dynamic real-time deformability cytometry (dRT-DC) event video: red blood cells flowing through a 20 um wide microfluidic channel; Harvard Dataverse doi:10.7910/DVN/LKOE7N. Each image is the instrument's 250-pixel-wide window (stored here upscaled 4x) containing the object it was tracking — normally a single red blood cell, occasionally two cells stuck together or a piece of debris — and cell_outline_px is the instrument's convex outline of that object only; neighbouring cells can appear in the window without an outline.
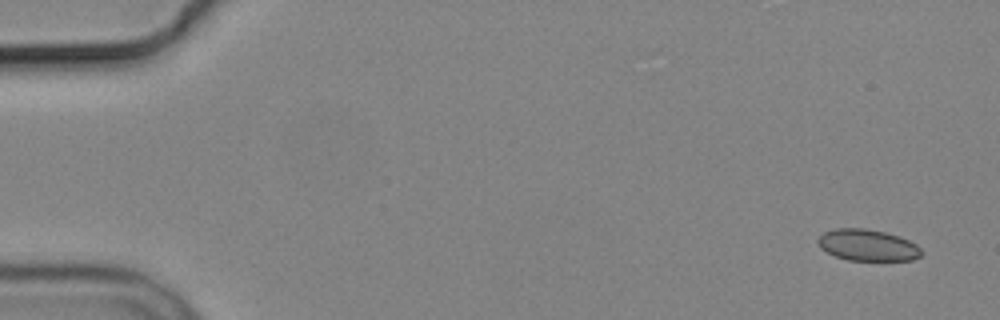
{"species": "common noctule bat (a hibernating species)", "species_latin": "Nyctalus noctula", "temperature_condition": "cold", "stored_images_in_passage": 4, "camera_frame_rate_fps": 3000, "um_per_image_px": 0.085, "animal": {"sex": "male", "body_mass_g": 19.2, "forearm_length_mm": 51.8}, "frame": {"image": 1, "passage_image": 1, "time_ms": 0.0, "image_size_px": [1000, 320], "cell_outline_px": [[924, 252], [920, 256], [912, 260], [848, 260], [836, 256], [820, 248], [816, 240], [824, 232], [836, 228], [864, 228], [884, 232], [900, 236], [916, 244]], "centroid_in_image_um": [73.75, 20.83], "position_along_channel_um": 11.2, "area_um2": 18.96}}
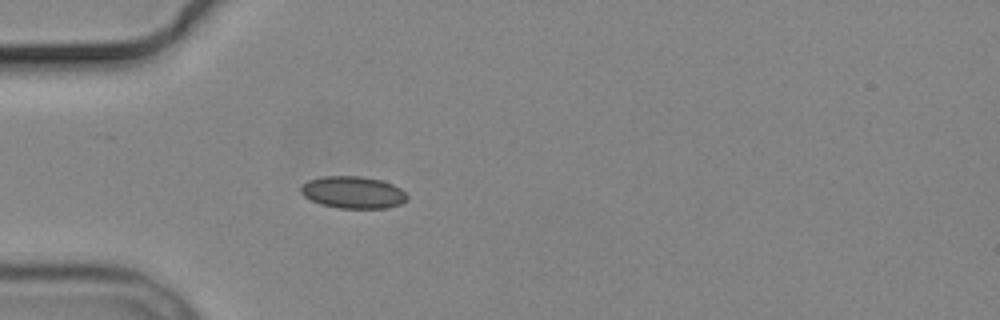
{"frame": {"image": 2, "passage_image": 4, "time_ms": 4.667, "image_size_px": [1000, 320], "cell_outline_px": [[408, 200], [400, 204], [384, 208], [340, 208], [320, 204], [304, 196], [300, 192], [300, 188], [308, 180], [324, 176], [360, 176], [380, 180], [392, 184], [400, 188], [408, 196]], "centroid_in_image_um": [30.01, 16.35], "position_along_channel_um": 55.0, "area_um2": 19.77}}